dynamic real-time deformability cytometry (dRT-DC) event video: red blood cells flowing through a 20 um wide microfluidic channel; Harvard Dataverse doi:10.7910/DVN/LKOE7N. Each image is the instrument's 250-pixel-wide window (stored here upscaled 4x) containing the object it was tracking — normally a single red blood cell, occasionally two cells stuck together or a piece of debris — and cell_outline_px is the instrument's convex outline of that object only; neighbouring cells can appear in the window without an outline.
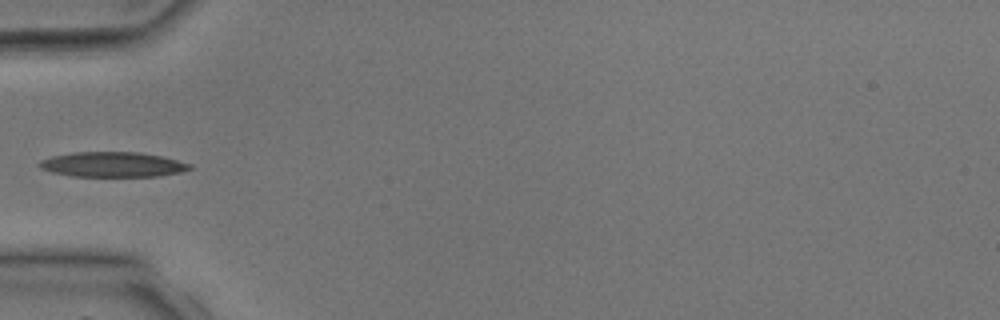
{"species": "common noctule bat (a hibernating species)", "species_latin": "Nyctalus noctula", "temperature_condition": "room temperature", "stored_images_in_passage": 2, "camera_frame_rate_fps": 3000, "um_per_image_px": 0.085, "animal": {"sex": "male", "body_mass_g": 17.9, "forearm_length_mm": 54.2}, "frame": {"image": 1, "passage_image": 2, "time_ms": 1.0, "image_size_px": [1000, 320], "cell_outline_px": [[192, 168], [180, 172], [160, 176], [72, 176], [52, 172], [40, 168], [36, 164], [40, 160], [52, 156], [72, 152], [140, 152], [160, 156], [192, 164]], "centroid_in_image_um": [9.54, 13.98], "position_along_channel_um": 75.5, "area_um2": 21.91}}